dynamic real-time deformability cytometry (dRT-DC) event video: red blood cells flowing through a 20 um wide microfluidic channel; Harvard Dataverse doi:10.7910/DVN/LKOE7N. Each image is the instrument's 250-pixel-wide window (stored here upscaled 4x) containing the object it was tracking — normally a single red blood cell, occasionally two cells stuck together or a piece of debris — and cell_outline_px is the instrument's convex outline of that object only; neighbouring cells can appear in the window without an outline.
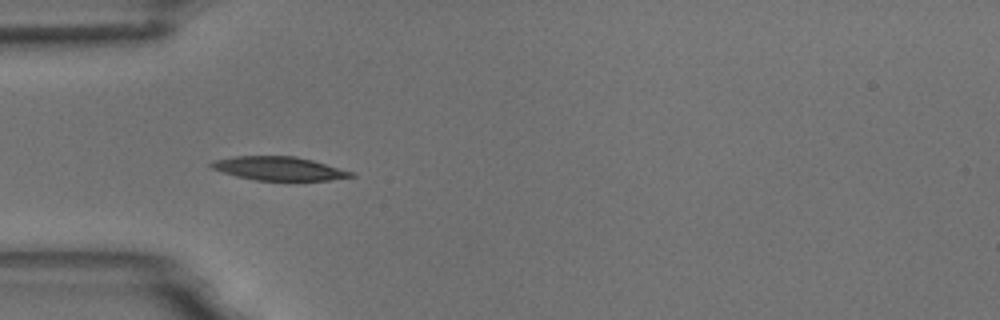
{"species": "common noctule bat (a hibernating species)", "species_latin": "Nyctalus noctula", "temperature_condition": "room temperature", "stored_images_in_passage": 13, "camera_frame_rate_fps": 3000, "um_per_image_px": 0.085, "animal": {"sex": "male", "body_mass_g": 18.8}, "frame": {"image": 1, "passage_image": 3, "time_ms": 3.333, "image_size_px": [1000, 320], "cell_outline_px": [[356, 176], [328, 180], [256, 180], [236, 176], [212, 168], [208, 164], [212, 160], [236, 156], [296, 156], [312, 160], [352, 172]], "centroid_in_image_um": [23.67, 14.31], "position_along_channel_um": 61.3, "area_um2": 19.02}}
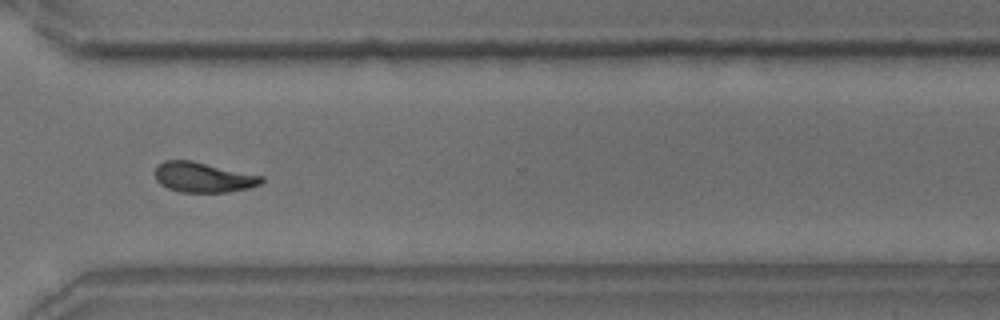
{"frame": {"image": 2, "passage_image": 10, "time_ms": 11.333, "image_size_px": [1000, 320], "cell_outline_px": [[264, 180], [260, 184], [248, 188], [228, 192], [180, 192], [168, 188], [160, 184], [156, 180], [156, 164], [164, 160], [192, 160], [264, 176]], "centroid_in_image_um": [17.27, 15.06], "position_along_channel_um": 353.3, "area_um2": 18.79}}
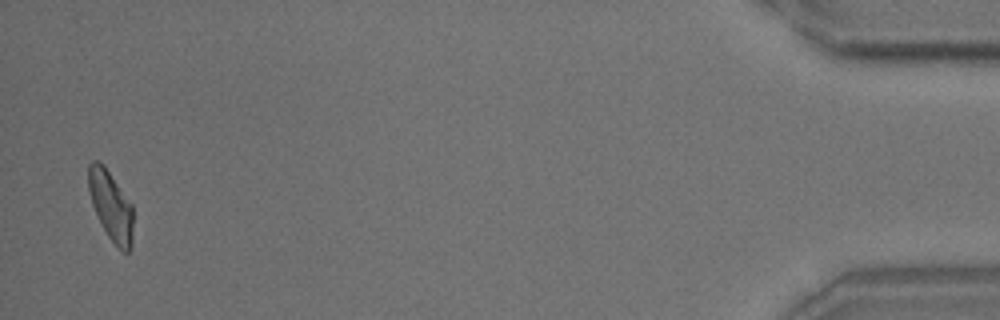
{"frame": {"image": 3, "passage_image": 13, "time_ms": 15.667, "image_size_px": [1000, 320], "cell_outline_px": [[132, 248], [128, 252], [120, 252], [108, 236], [92, 204], [88, 192], [88, 164], [92, 160], [100, 160], [104, 164], [132, 204]], "centroid_in_image_um": [9.42, 17.47], "position_along_channel_um": 425.8, "area_um2": 18.26}, "authors_computed_cell_mechanics": {"area_um2": 18.785, "velocity_mm_per_s": 3.6776, "shape_relaxation_time_tau1_ms": 1.925, "shape_relaxation_time_tau2_ms": 3.416, "deformation_change_tau1": 0.0958, "deformation_change_tau2": 0.0841}}